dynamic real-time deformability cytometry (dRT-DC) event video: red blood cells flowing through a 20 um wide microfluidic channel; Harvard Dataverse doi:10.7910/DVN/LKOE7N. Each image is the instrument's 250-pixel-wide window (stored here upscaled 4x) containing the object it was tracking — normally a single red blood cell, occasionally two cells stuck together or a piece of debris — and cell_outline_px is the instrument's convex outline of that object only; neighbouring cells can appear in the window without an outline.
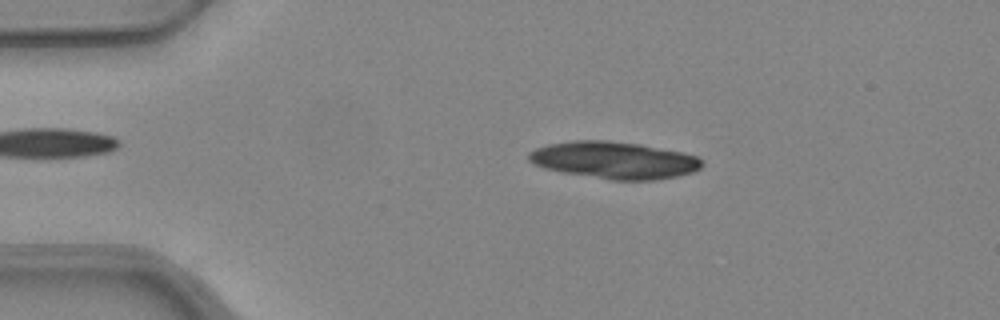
{"species": "common noctule bat (a hibernating species)", "species_latin": "Nyctalus noctula", "temperature_condition": "warm", "stored_images_in_passage": 50, "segment_of_instrument_passage": [1, 2], "camera_frame_rate_fps": 3000, "um_per_image_px": 0.085, "animal": {"sex": "female", "body_mass_g": 24.6, "forearm_length_mm": 56.2}, "frame": {"image": 1, "passage_image": 9, "time_ms": 2.667, "image_size_px": [1000, 320], "cell_outline_px": [[704, 164], [700, 168], [692, 172], [676, 176], [656, 180], [612, 180], [560, 172], [544, 168], [528, 160], [528, 152], [536, 148], [548, 144], [572, 140], [608, 140], [640, 144], [684, 152], [696, 156]], "centroid_in_image_um": [52.19, 13.61], "position_along_channel_um": 32.8, "area_um2": 37.57}}